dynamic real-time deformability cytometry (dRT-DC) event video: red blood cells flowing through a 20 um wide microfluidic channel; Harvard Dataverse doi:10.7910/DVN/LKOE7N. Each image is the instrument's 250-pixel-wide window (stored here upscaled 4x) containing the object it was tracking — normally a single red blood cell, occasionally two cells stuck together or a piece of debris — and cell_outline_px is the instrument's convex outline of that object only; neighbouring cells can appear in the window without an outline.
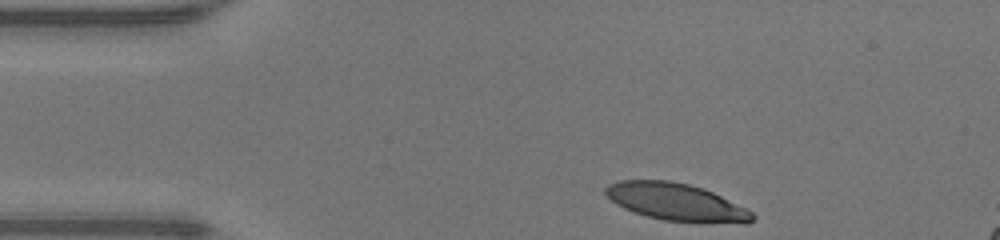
{"species": "human", "species_latin": "Homo sapiens", "temperature_condition": "warm", "stored_images_in_passage": 32, "camera_frame_rate_fps": 3000, "um_per_image_px": 0.085, "donor": {"sex": "male"}, "frame": {"image": 1, "passage_image": 1, "time_ms": 0.0, "image_size_px": [1000, 240], "cell_outline_px": [[756, 216], [748, 224], [744, 224], [664, 220], [648, 216], [624, 208], [616, 204], [604, 192], [604, 188], [608, 184], [620, 180], [668, 180], [688, 184], [704, 188], [752, 212]], "centroid_in_image_um": [57.47, 17.17], "position_along_channel_um": 27.5, "area_um2": 31.62}}
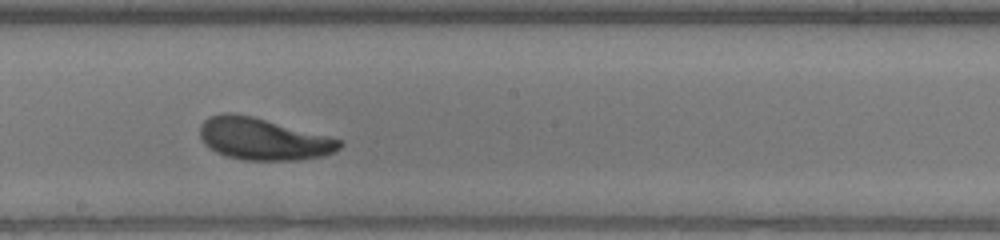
{"frame": {"image": 2, "passage_image": 19, "time_ms": 6.0, "image_size_px": [1000, 240], "cell_outline_px": [[344, 144], [336, 152], [324, 156], [296, 160], [244, 160], [228, 156], [216, 152], [204, 144], [200, 136], [200, 124], [208, 116], [224, 112], [232, 112], [252, 116], [328, 136], [340, 140]], "centroid_in_image_um": [22.35, 11.81], "position_along_channel_um": 225.9, "area_um2": 34.16}}
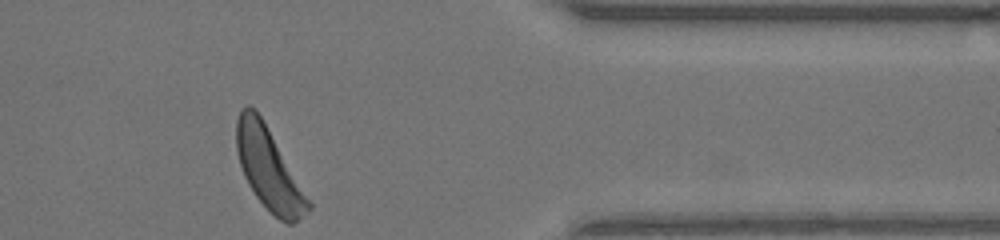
{"frame": {"image": 3, "passage_image": 32, "time_ms": 10.333, "image_size_px": [1000, 240], "cell_outline_px": [[312, 208], [308, 212], [292, 224], [288, 224], [280, 220], [256, 196], [248, 184], [244, 176], [240, 164], [236, 148], [236, 120], [240, 108], [244, 104], [248, 104], [256, 108], [312, 204]], "centroid_in_image_um": [22.82, 14.3], "position_along_channel_um": 388.6, "area_um2": 33.64}, "authors_computed_cell_mechanics": {"area_um2": 33.813, "velocity_mm_per_s": 4.3065, "shape_relaxation_time_tau1_ms": 1.9864, "shape_relaxation_time_tau2_ms": 2.3061, "deformation_change_tau1": 0.1417, "deformation_change_tau2": 0.1081}}